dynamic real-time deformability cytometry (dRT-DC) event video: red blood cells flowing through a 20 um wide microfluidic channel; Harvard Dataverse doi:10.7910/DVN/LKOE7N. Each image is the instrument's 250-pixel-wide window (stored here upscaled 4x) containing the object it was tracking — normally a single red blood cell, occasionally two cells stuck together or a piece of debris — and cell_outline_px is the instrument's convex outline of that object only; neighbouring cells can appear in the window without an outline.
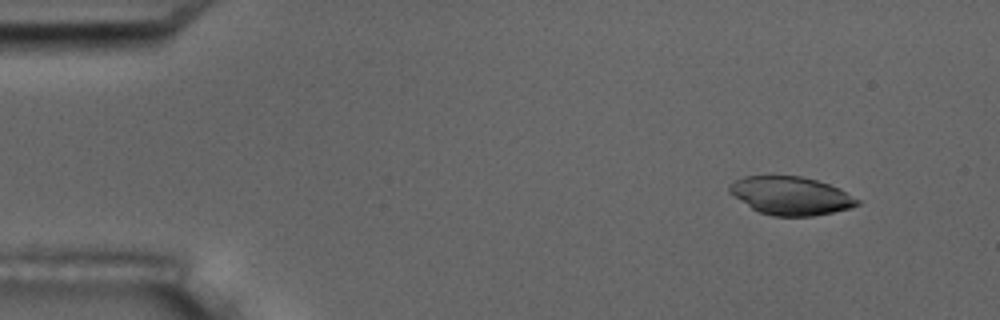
{"species": "common noctule bat (a hibernating species)", "species_latin": "Nyctalus noctula", "temperature_condition": "room temperature", "stored_images_in_passage": 5, "camera_frame_rate_fps": 3000, "um_per_image_px": 0.085, "animal": {"sex": "male", "body_mass_g": 17.5, "forearm_length_mm": 52.3}, "frame": {"image": 1, "passage_image": 2, "time_ms": 1.0, "image_size_px": [1000, 320], "cell_outline_px": [[860, 204], [852, 208], [812, 216], [772, 216], [760, 212], [752, 208], [728, 192], [728, 184], [744, 176], [800, 176], [816, 180], [840, 188], [860, 200]], "centroid_in_image_um": [67.23, 16.64], "position_along_channel_um": 17.8, "area_um2": 28.44}}
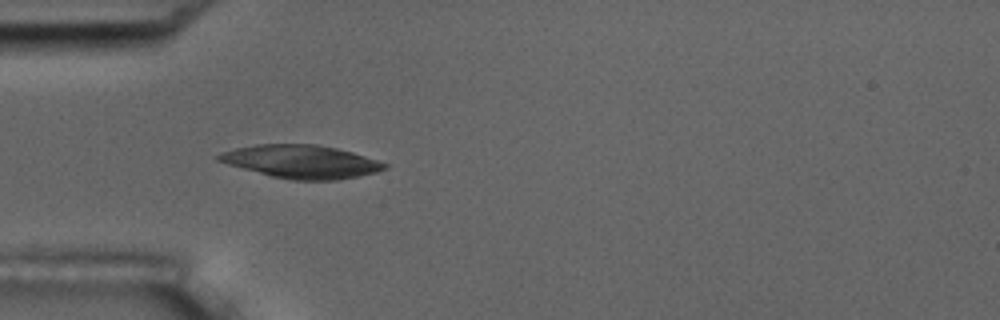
{"frame": {"image": 2, "passage_image": 5, "time_ms": 4.667, "image_size_px": [1000, 320], "cell_outline_px": [[388, 168], [376, 172], [336, 180], [292, 180], [272, 176], [228, 164], [216, 160], [212, 156], [220, 152], [236, 148], [256, 144], [316, 144], [336, 148], [352, 152], [388, 164]], "centroid_in_image_um": [25.56, 13.73], "position_along_channel_um": 59.4, "area_um2": 31.91}}